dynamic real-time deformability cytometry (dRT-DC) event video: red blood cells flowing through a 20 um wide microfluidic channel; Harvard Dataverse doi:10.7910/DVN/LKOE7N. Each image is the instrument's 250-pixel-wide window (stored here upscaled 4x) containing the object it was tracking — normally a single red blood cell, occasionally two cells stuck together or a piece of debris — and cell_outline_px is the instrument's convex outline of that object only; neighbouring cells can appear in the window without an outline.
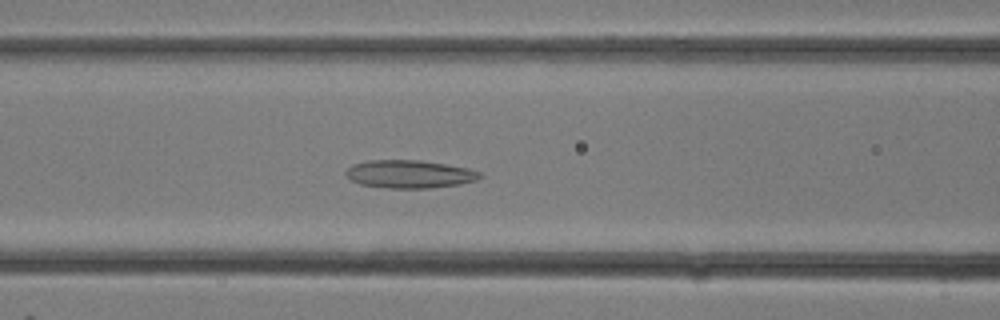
{"species": "common noctule bat (a hibernating species)", "species_latin": "Nyctalus noctula", "temperature_condition": "room temperature", "stored_images_in_passage": 14, "camera_frame_rate_fps": 3000, "um_per_image_px": 0.085, "animal": {"sex": "female"}, "frame": {"image": 1, "passage_image": 12, "time_ms": 3.667, "image_size_px": [1000, 320], "cell_outline_px": [[484, 176], [476, 180], [460, 184], [428, 188], [388, 188], [360, 184], [352, 180], [344, 172], [352, 164], [368, 160], [420, 160], [468, 168], [480, 172]], "centroid_in_image_um": [34.81, 14.79], "position_along_channel_um": 131.8, "area_um2": 21.79}}
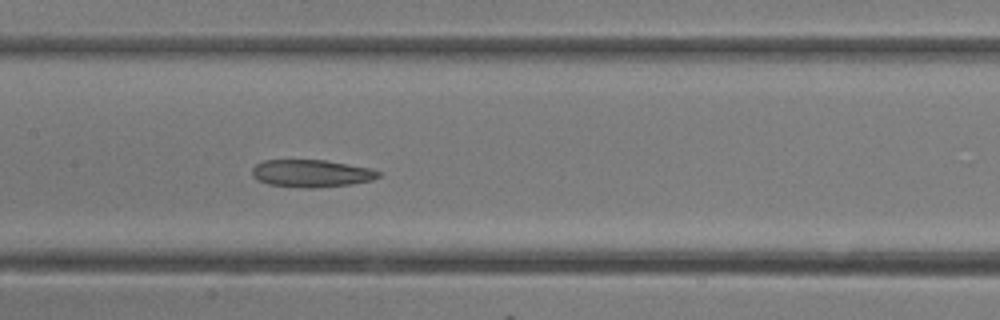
{"frame": {"image": 2, "passage_image": 14, "time_ms": 4.333, "image_size_px": [1000, 320], "cell_outline_px": [[380, 176], [372, 180], [352, 184], [316, 188], [304, 188], [268, 184], [256, 180], [252, 176], [252, 168], [256, 164], [264, 160], [324, 160], [372, 168], [380, 172]], "centroid_in_image_um": [26.46, 14.74], "position_along_channel_um": 180.9, "area_um2": 20.35}}